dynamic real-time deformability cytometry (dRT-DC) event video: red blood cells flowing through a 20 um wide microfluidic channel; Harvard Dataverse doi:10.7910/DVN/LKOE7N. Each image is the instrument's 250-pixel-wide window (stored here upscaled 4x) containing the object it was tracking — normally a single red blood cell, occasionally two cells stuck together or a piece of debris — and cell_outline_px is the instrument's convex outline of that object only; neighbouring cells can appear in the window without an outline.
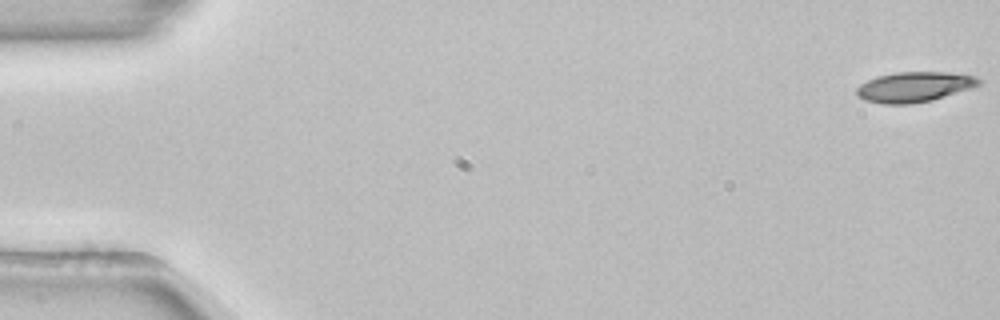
{"species": "common noctule bat (a hibernating species)", "species_latin": "Nyctalus noctula", "temperature_condition": "room temperature", "stored_images_in_passage": 53, "camera_frame_rate_fps": 3000, "um_per_image_px": 0.085, "animal": {"sex": "female", "body_mass_g": 22.7, "forearm_length_mm": 54.2}, "frame": {"image": 1, "passage_image": 1, "time_ms": 0.0, "image_size_px": [1000, 320], "cell_outline_px": [[980, 84], [972, 88], [932, 100], [912, 104], [884, 104], [864, 100], [856, 96], [856, 88], [860, 84], [876, 76], [896, 72], [948, 72], [976, 76], [980, 80]], "centroid_in_image_um": [77.69, 7.39], "position_along_channel_um": 7.3, "area_um2": 21.62}}
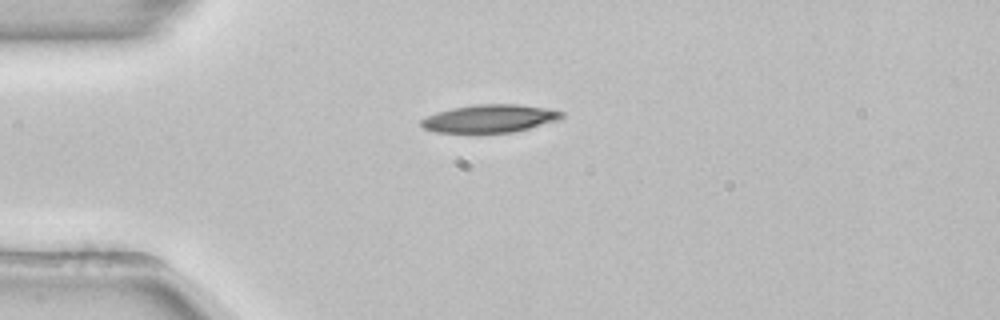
{"frame": {"image": 2, "passage_image": 14, "time_ms": 4.333, "image_size_px": [1000, 320], "cell_outline_px": [[564, 116], [560, 120], [516, 132], [436, 132], [424, 128], [420, 124], [420, 120], [436, 112], [452, 108], [480, 104], [520, 104], [552, 108], [564, 112]], "centroid_in_image_um": [41.72, 10.06], "position_along_channel_um": 43.3, "area_um2": 23.0}}
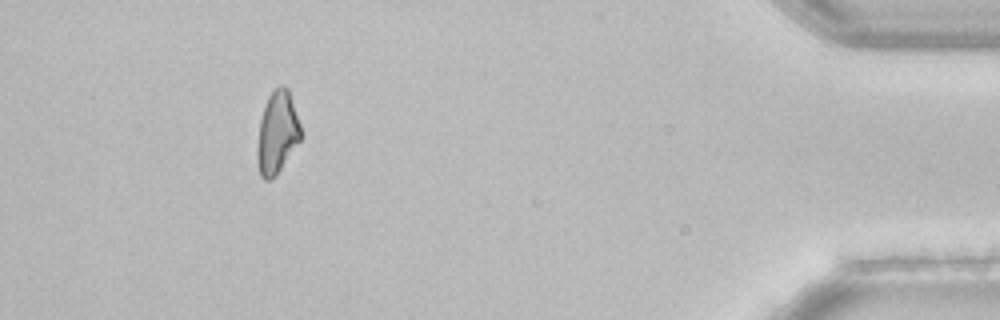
{"frame": {"image": 3, "passage_image": 49, "time_ms": 16.0, "image_size_px": [1000, 320], "cell_outline_px": [[300, 140], [276, 176], [268, 180], [264, 180], [260, 176], [256, 160], [256, 148], [260, 120], [264, 104], [268, 96], [280, 84], [284, 84], [288, 88], [300, 124]], "centroid_in_image_um": [23.53, 11.28], "position_along_channel_um": 411.7, "area_um2": 20.98}, "authors_computed_cell_mechanics": {"area_um2": 21.7328, "velocity_mm_per_s": 3.8877, "shape_relaxation_time_tau1_ms": 3.5892, "shape_relaxation_time_tau2_ms": null, "deformation_change_tau1": 0.147, "deformation_change_tau2": null}}